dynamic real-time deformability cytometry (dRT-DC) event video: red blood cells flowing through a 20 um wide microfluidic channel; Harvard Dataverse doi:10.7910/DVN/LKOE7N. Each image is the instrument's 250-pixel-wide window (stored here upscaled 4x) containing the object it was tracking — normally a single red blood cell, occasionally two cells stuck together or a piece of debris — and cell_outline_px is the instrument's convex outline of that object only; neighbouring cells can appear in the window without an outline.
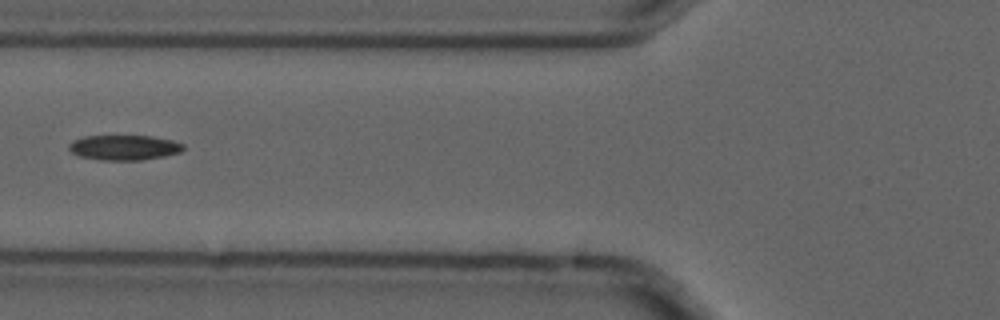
{"species": "common noctule bat (a hibernating species)", "species_latin": "Nyctalus noctula", "temperature_condition": "cold", "stored_images_in_passage": 6, "camera_frame_rate_fps": 3000, "um_per_image_px": 0.085, "animal": {"sex": "male", "forearm_length_mm": 52.5}, "frame": {"image": 1, "passage_image": 6, "time_ms": 1.667, "image_size_px": [1000, 320], "cell_outline_px": [[184, 148], [180, 152], [164, 156], [140, 160], [100, 160], [80, 156], [72, 152], [68, 148], [68, 144], [72, 140], [84, 136], [152, 136], [172, 140], [184, 144]], "centroid_in_image_um": [10.53, 12.53], "position_along_channel_um": 115.3, "area_um2": 16.7}}